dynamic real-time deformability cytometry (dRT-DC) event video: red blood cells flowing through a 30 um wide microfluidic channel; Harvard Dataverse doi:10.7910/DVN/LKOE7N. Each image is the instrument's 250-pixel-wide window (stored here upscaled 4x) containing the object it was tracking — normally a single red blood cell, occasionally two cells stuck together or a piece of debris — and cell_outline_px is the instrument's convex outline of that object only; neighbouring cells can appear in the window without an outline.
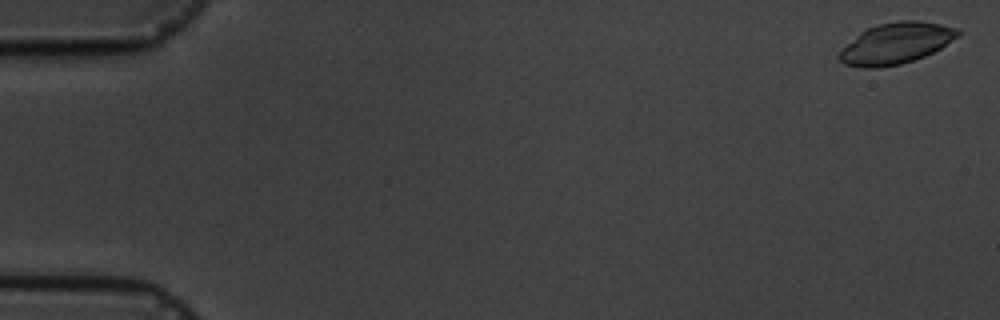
{"species": "common noctule bat (a hibernating species)", "species_latin": "Nyctalus noctula", "temperature_condition": "cold", "stored_images_in_passage": 11, "camera_frame_rate_fps": 3000, "um_per_image_px": 0.085, "animal": {"sex": "male", "body_mass_g": 19.5, "forearm_length_mm": 54.6}, "frame": {"image": 1, "passage_image": 1, "time_ms": 0.0, "image_size_px": [1000, 320], "cell_outline_px": [[964, 32], [960, 36], [940, 48], [924, 56], [900, 64], [880, 68], [860, 68], [844, 64], [836, 56], [840, 48], [860, 32], [868, 28], [880, 24], [900, 20], [916, 20], [940, 24], [956, 28]], "centroid_in_image_um": [76.13, 3.69], "position_along_channel_um": 8.9, "area_um2": 28.61}}
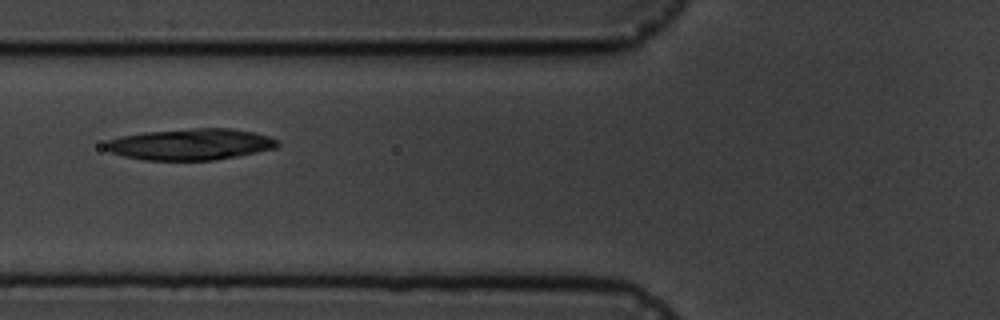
{"frame": {"image": 2, "passage_image": 7, "time_ms": 7.0, "image_size_px": [1000, 320], "cell_outline_px": [[280, 144], [276, 148], [256, 152], [212, 160], [144, 160], [124, 156], [112, 152], [104, 148], [104, 144], [108, 140], [120, 136], [144, 132], [192, 128], [232, 128], [256, 132], [280, 140]], "centroid_in_image_um": [16.21, 12.25], "position_along_channel_um": 109.6, "area_um2": 31.44}}
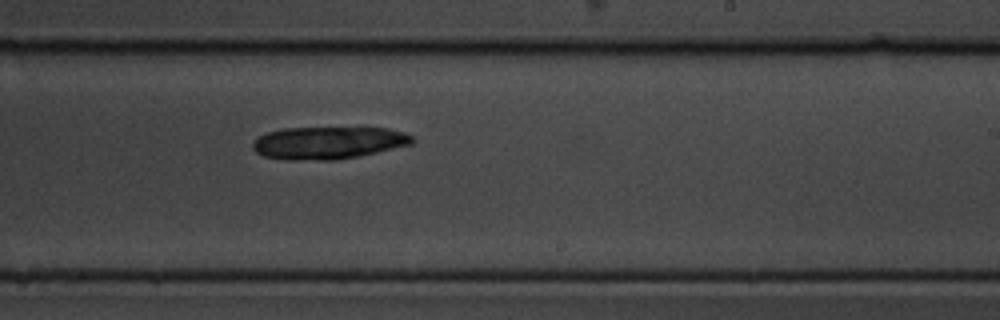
{"frame": {"image": 3, "passage_image": 11, "time_ms": 11.333, "image_size_px": [1000, 320], "cell_outline_px": [[416, 140], [412, 144], [360, 156], [336, 160], [288, 160], [264, 156], [256, 152], [252, 148], [252, 144], [260, 136], [268, 132], [284, 128], [388, 128], [404, 132], [412, 136]], "centroid_in_image_um": [27.93, 12.14], "position_along_channel_um": 261.1, "area_um2": 30.17}}